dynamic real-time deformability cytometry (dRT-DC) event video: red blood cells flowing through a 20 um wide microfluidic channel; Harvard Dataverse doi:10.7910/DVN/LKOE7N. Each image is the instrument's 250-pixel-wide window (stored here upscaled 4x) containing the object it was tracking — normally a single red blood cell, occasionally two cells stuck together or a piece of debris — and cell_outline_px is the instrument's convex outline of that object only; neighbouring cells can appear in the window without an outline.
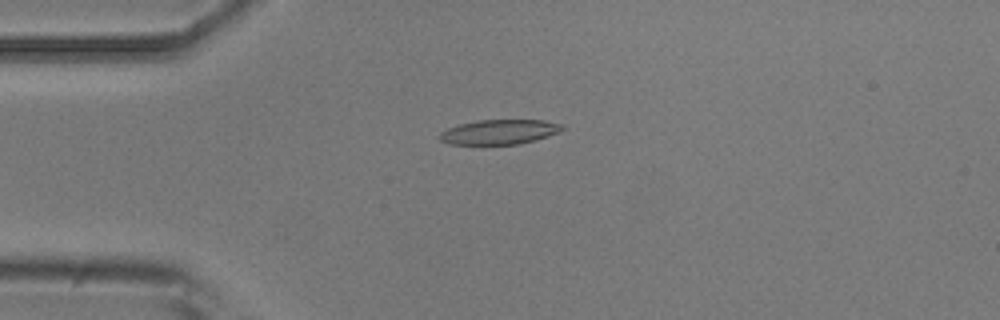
{"species": "common noctule bat (a hibernating species)", "species_latin": "Nyctalus noctula", "temperature_condition": "room temperature", "stored_images_in_passage": 40, "camera_frame_rate_fps": 3000, "um_per_image_px": 0.085, "animal": {"sex": "male", "body_mass_g": 20.5, "forearm_length_mm": 52.5}, "frame": {"image": 1, "passage_image": 13, "time_ms": 4.0, "image_size_px": [1000, 320], "cell_outline_px": [[564, 128], [560, 132], [536, 140], [520, 144], [448, 144], [440, 140], [436, 136], [440, 132], [448, 128], [460, 124], [476, 120], [544, 120], [564, 124]], "centroid_in_image_um": [42.45, 11.21], "position_along_channel_um": 42.6, "area_um2": 17.86}}
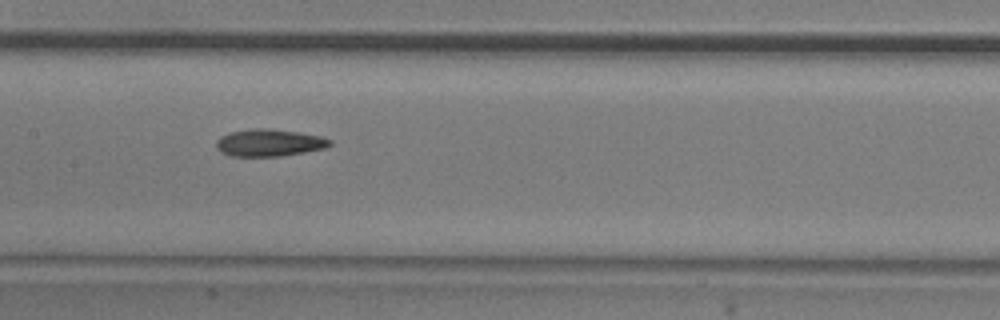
{"frame": {"image": 2, "passage_image": 26, "time_ms": 8.333, "image_size_px": [1000, 320], "cell_outline_px": [[332, 144], [324, 148], [304, 152], [280, 156], [232, 156], [220, 152], [216, 148], [216, 140], [220, 136], [232, 132], [252, 128], [268, 128], [300, 132], [320, 136], [332, 140]], "centroid_in_image_um": [22.87, 12.13], "position_along_channel_um": 184.5, "area_um2": 18.03}}
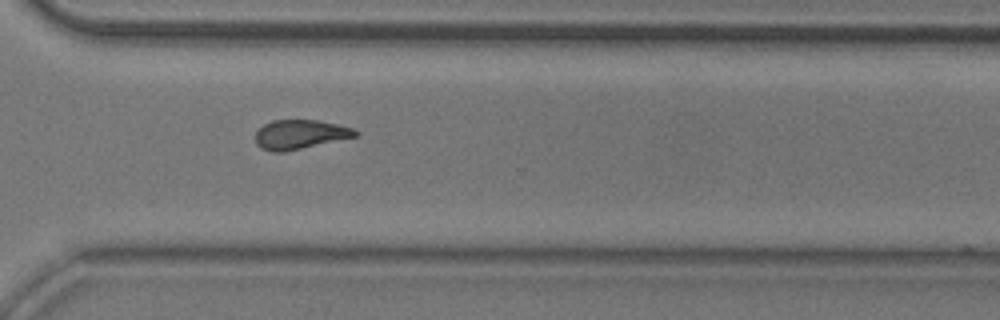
{"frame": {"image": 3, "passage_image": 39, "time_ms": 12.667, "image_size_px": [1000, 320], "cell_outline_px": [[360, 136], [284, 152], [272, 152], [260, 148], [256, 144], [256, 132], [264, 124], [272, 120], [320, 120], [352, 128], [360, 132]], "centroid_in_image_um": [25.53, 11.43], "position_along_channel_um": 345.1, "area_um2": 17.22}}